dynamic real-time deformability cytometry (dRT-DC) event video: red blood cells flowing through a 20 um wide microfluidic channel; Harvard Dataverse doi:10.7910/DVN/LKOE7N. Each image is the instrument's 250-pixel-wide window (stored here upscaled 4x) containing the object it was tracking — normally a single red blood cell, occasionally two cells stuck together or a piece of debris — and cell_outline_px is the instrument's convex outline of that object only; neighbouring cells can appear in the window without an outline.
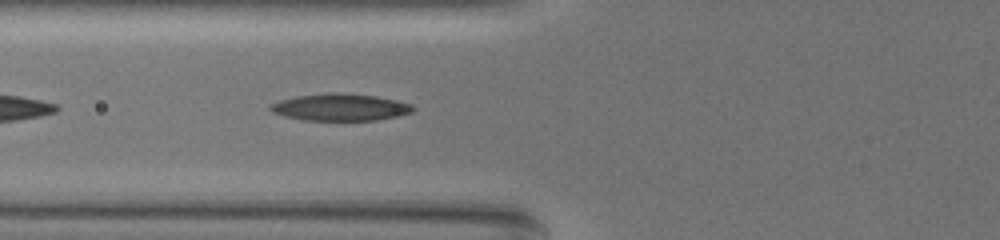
{"species": "common noctule bat (a hibernating species)", "species_latin": "Nyctalus noctula", "temperature_condition": "warm", "stored_images_in_passage": 34, "camera_frame_rate_fps": 3000, "um_per_image_px": 0.085, "animal": {"sex": "female", "body_mass_g": 19.5, "forearm_length_mm": 54.1}, "frame": {"image": 1, "passage_image": 6, "time_ms": 1.667, "image_size_px": [1000, 240], "cell_outline_px": [[416, 108], [412, 112], [400, 116], [376, 120], [304, 120], [284, 116], [272, 112], [268, 108], [272, 104], [280, 100], [296, 96], [332, 92], [376, 96], [396, 100], [412, 104]], "centroid_in_image_um": [28.95, 9.12], "position_along_channel_um": 96.9, "area_um2": 22.43}}
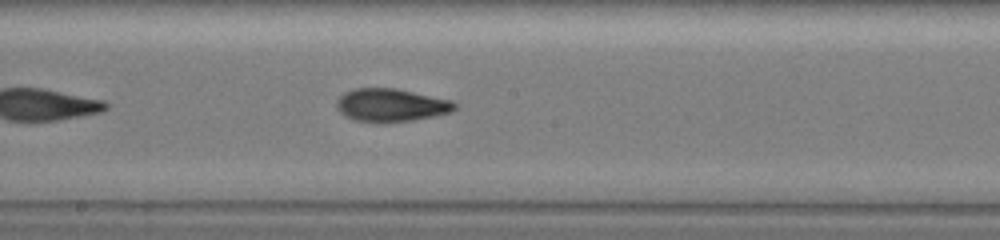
{"frame": {"image": 2, "passage_image": 16, "time_ms": 5.0, "image_size_px": [1000, 240], "cell_outline_px": [[456, 108], [452, 112], [436, 116], [412, 120], [376, 124], [356, 120], [344, 116], [340, 112], [336, 104], [340, 96], [344, 92], [356, 88], [396, 88], [452, 100], [456, 104]], "centroid_in_image_um": [33.25, 8.95], "position_along_channel_um": 215.0, "area_um2": 23.0}}
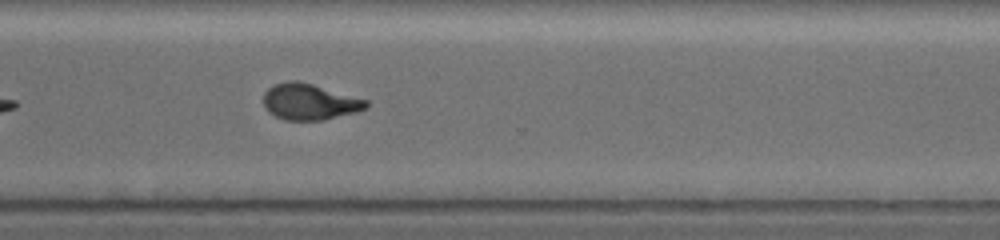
{"frame": {"image": 3, "passage_image": 27, "time_ms": 8.667, "image_size_px": [1000, 240], "cell_outline_px": [[368, 108], [356, 112], [320, 120], [284, 120], [268, 112], [264, 108], [264, 92], [268, 88], [276, 84], [288, 80], [296, 80], [312, 84], [368, 100]], "centroid_in_image_um": [26.29, 8.65], "position_along_channel_um": 344.3, "area_um2": 21.5}, "authors_computed_cell_mechanics": {"area_um2": 21.7039, "velocity_mm_per_s": 3.5372, "shape_relaxation_time_tau1_ms": 5.5287, "shape_relaxation_time_tau2_ms": 2.3464, "deformation_change_tau1": 0.2458, "deformation_change_tau2": 0.0885}}